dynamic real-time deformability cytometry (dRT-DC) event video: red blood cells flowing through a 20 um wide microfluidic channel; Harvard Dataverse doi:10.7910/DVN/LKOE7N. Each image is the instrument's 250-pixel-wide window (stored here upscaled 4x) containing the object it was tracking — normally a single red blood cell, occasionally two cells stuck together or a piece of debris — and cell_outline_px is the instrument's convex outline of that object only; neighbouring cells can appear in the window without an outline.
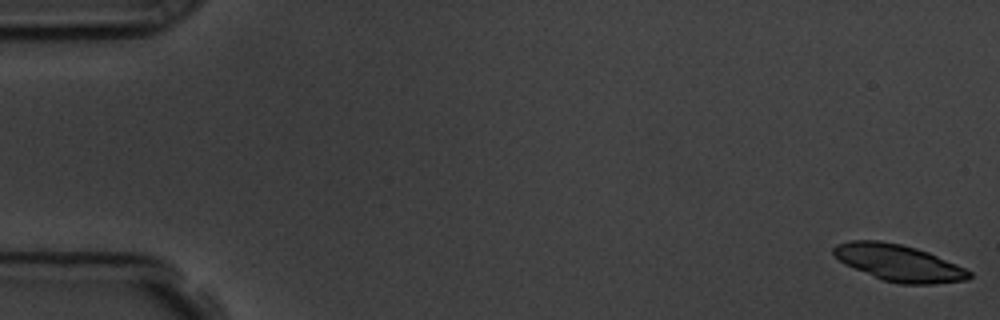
{"species": "common noctule bat (a hibernating species)", "species_latin": "Nyctalus noctula", "temperature_condition": "room temperature", "stored_images_in_passage": 57, "camera_frame_rate_fps": 3000, "um_per_image_px": 0.085, "animal": {"sex": "male", "body_mass_g": 19.5, "forearm_length_mm": 54.6}, "frame": {"image": 1, "passage_image": 1, "time_ms": 0.0, "image_size_px": [1000, 320], "cell_outline_px": [[972, 276], [968, 280], [932, 284], [900, 284], [884, 280], [844, 264], [832, 252], [832, 248], [836, 244], [852, 240], [880, 240], [900, 244], [916, 248], [928, 252], [956, 264], [972, 272]], "centroid_in_image_um": [76.4, 22.34], "position_along_channel_um": 8.6, "area_um2": 28.73}}